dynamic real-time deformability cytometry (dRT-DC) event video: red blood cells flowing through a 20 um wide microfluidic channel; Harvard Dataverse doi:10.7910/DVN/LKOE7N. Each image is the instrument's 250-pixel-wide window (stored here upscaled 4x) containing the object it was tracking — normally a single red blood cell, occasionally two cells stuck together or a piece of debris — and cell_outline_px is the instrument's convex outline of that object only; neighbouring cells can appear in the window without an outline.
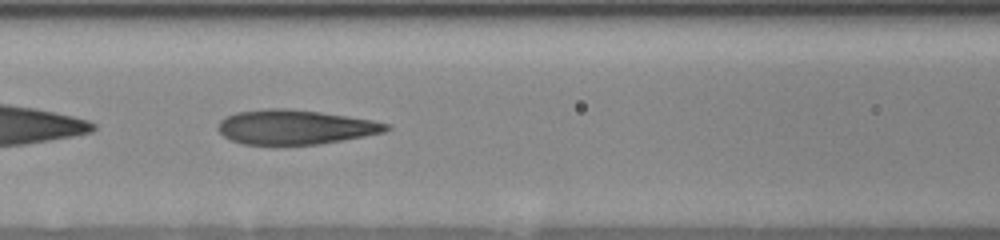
{"species": "human", "species_latin": "Homo sapiens", "temperature_condition": "room temperature", "stored_images_in_passage": 19, "camera_frame_rate_fps": 3000, "um_per_image_px": 0.085, "donor": {"sex": "female"}, "frame": {"image": 1, "passage_image": 6, "time_ms": 3.667, "image_size_px": [1000, 240], "cell_outline_px": [[392, 128], [384, 132], [344, 140], [316, 144], [276, 148], [244, 144], [232, 140], [224, 136], [216, 128], [220, 120], [236, 112], [268, 108], [284, 108], [320, 112], [372, 120], [388, 124]], "centroid_in_image_um": [25.03, 10.84], "position_along_channel_um": 141.6, "area_um2": 34.56}}
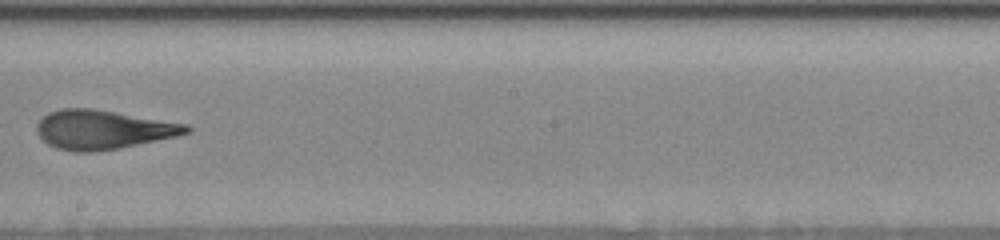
{"frame": {"image": 2, "passage_image": 9, "time_ms": 6.0, "image_size_px": [1000, 240], "cell_outline_px": [[192, 132], [176, 136], [120, 148], [92, 152], [76, 152], [56, 148], [48, 144], [36, 132], [36, 124], [48, 112], [60, 108], [92, 108], [188, 124], [192, 128]], "centroid_in_image_um": [8.75, 11.01], "position_along_channel_um": 239.5, "area_um2": 34.1}}